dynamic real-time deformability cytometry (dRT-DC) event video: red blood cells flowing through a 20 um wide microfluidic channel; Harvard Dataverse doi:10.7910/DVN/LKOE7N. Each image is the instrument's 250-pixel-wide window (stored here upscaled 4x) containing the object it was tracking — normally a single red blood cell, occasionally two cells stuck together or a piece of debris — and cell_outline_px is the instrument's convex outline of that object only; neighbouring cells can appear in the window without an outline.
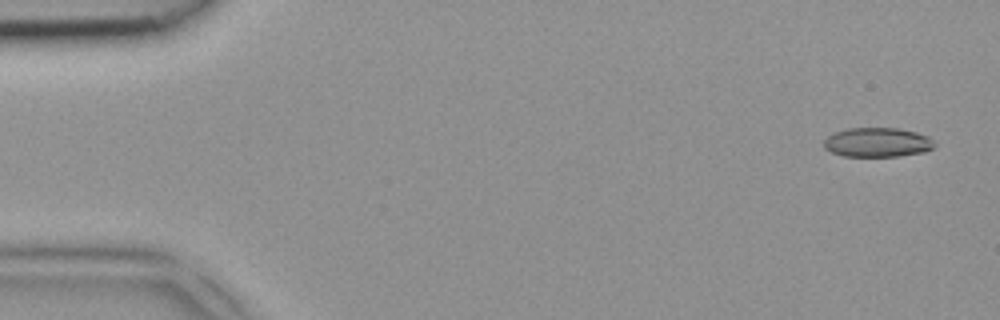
{"species": "common noctule bat (a hibernating species)", "species_latin": "Nyctalus noctula", "temperature_condition": "room temperature", "stored_images_in_passage": 4, "camera_frame_rate_fps": 3000, "um_per_image_px": 0.085, "animal": {"sex": "female", "body_mass_g": 18.4}, "frame": {"image": 1, "passage_image": 1, "time_ms": 0.0, "image_size_px": [1000, 320], "cell_outline_px": [[936, 148], [924, 152], [900, 156], [844, 156], [832, 152], [824, 148], [824, 140], [832, 132], [848, 128], [896, 128], [916, 132], [928, 136], [936, 144]], "centroid_in_image_um": [74.6, 12.1], "position_along_channel_um": 10.4, "area_um2": 19.07}}
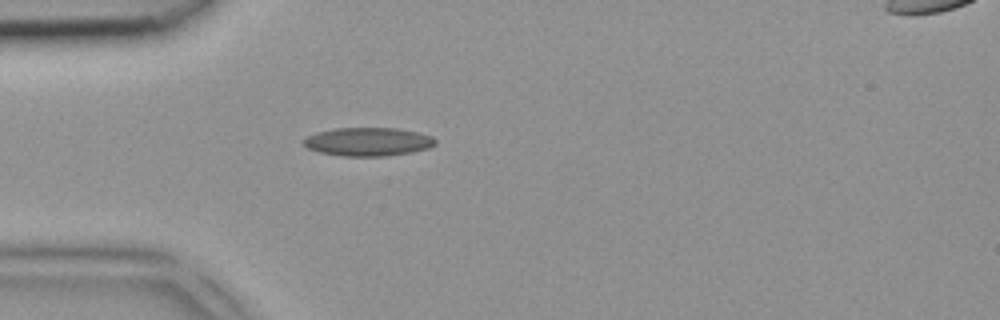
{"frame": {"image": 2, "passage_image": 4, "time_ms": 1.0, "image_size_px": [1000, 320], "cell_outline_px": [[436, 144], [428, 148], [412, 152], [384, 156], [344, 156], [320, 152], [308, 148], [300, 144], [300, 140], [316, 132], [336, 128], [396, 128], [416, 132], [432, 136], [436, 140]], "centroid_in_image_um": [31.24, 12.04], "position_along_channel_um": 53.8, "area_um2": 21.91}}